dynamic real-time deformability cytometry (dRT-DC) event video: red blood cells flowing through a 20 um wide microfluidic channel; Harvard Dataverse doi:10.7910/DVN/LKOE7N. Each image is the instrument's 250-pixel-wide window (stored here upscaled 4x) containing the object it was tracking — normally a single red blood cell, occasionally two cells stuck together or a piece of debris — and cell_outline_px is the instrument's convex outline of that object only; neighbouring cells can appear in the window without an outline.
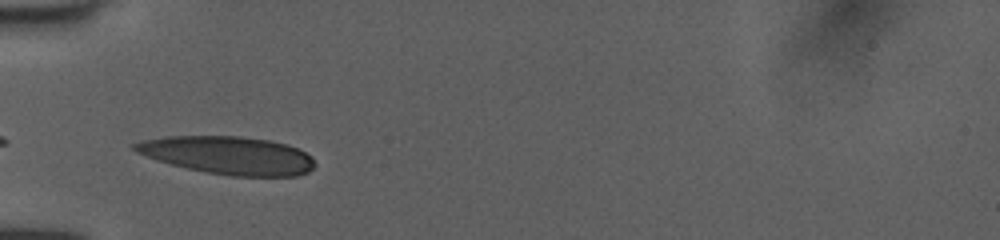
{"species": "human", "species_latin": "Homo sapiens", "temperature_condition": "room temperature", "stored_images_in_passage": 29, "camera_frame_rate_fps": 3000, "um_per_image_px": 0.085, "donor": {"sex": "female"}, "frame": {"image": 1, "passage_image": 1, "time_ms": 0.0, "image_size_px": [1000, 240], "cell_outline_px": [[316, 164], [308, 172], [296, 176], [232, 176], [208, 172], [188, 168], [156, 160], [136, 152], [132, 148], [132, 144], [140, 140], [168, 136], [240, 136], [268, 140], [288, 144], [312, 156]], "centroid_in_image_um": [19.39, 13.19], "position_along_channel_um": 65.6, "area_um2": 39.77}}
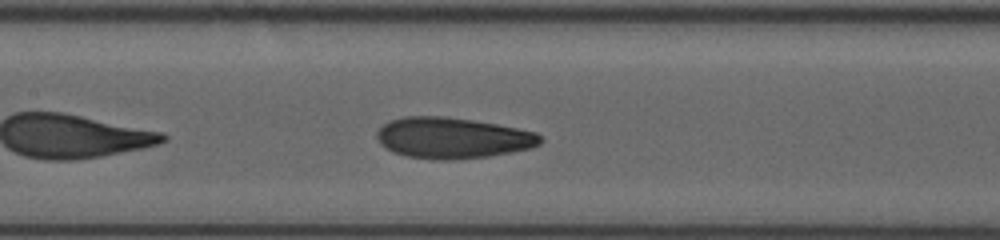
{"frame": {"image": 2, "passage_image": 9, "time_ms": 2.667, "image_size_px": [1000, 240], "cell_outline_px": [[544, 140], [540, 144], [528, 148], [512, 152], [488, 156], [448, 160], [436, 160], [408, 156], [392, 152], [384, 148], [380, 144], [376, 136], [376, 132], [388, 120], [404, 116], [444, 116], [472, 120], [496, 124], [536, 132]], "centroid_in_image_um": [38.42, 11.72], "position_along_channel_um": 169.0, "area_um2": 39.07}}
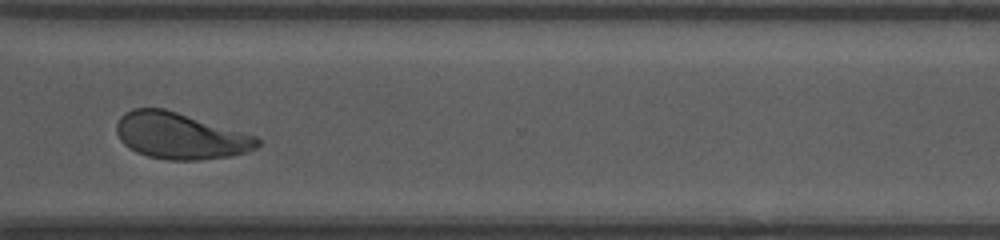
{"frame": {"image": 3, "passage_image": 23, "time_ms": 7.333, "image_size_px": [1000, 240], "cell_outline_px": [[260, 144], [256, 148], [232, 156], [200, 160], [168, 160], [148, 156], [136, 152], [124, 144], [120, 140], [116, 132], [116, 124], [120, 116], [124, 112], [132, 108], [164, 108], [256, 136], [260, 140]], "centroid_in_image_um": [15.28, 11.55], "position_along_channel_um": 355.3, "area_um2": 37.97}, "authors_computed_cell_mechanics": {"area_um2": 38.4948, "velocity_mm_per_s": 4.0033, "shape_relaxation_time_tau1_ms": 6.3128, "shape_relaxation_time_tau2_ms": 1.7288, "deformation_change_tau1": 0.1925, "deformation_change_tau2": 0.0919}}